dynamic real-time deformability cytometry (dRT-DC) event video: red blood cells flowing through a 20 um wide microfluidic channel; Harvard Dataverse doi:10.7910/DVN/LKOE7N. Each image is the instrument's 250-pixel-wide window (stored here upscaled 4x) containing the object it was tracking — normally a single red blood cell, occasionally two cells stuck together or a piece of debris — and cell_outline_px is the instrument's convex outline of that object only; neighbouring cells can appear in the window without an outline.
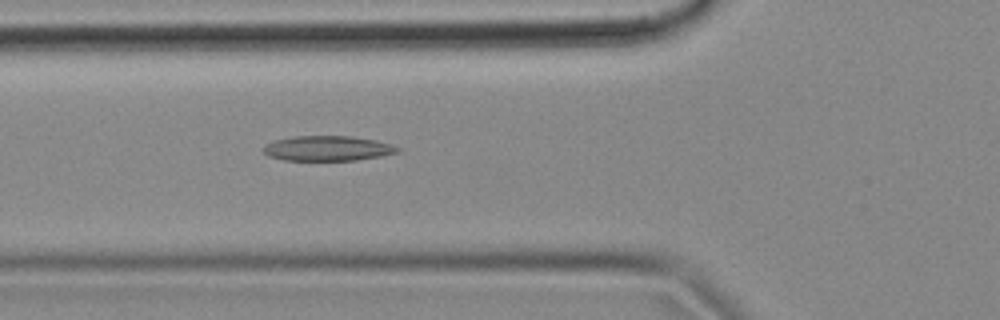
{"species": "common noctule bat (a hibernating species)", "species_latin": "Nyctalus noctula", "temperature_condition": "cold", "stored_images_in_passage": 54, "camera_frame_rate_fps": 3000, "um_per_image_px": 0.085, "animal": {"sex": "female", "body_mass_g": 18.4}, "frame": {"image": 1, "passage_image": 19, "time_ms": 6.0, "image_size_px": [1000, 320], "cell_outline_px": [[400, 152], [380, 156], [356, 160], [284, 160], [268, 156], [264, 152], [264, 144], [272, 140], [292, 136], [352, 136], [376, 140], [400, 148]], "centroid_in_image_um": [27.81, 12.6], "position_along_channel_um": 98.0, "area_um2": 19.59}}
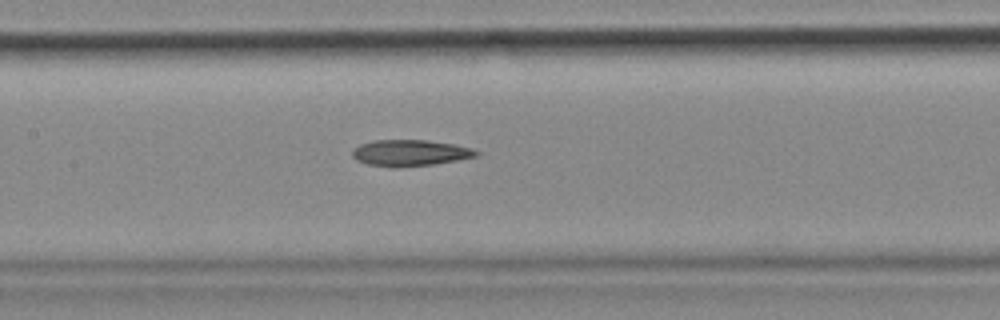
{"frame": {"image": 2, "passage_image": 25, "time_ms": 8.0, "image_size_px": [1000, 320], "cell_outline_px": [[480, 156], [432, 164], [400, 168], [392, 168], [368, 164], [356, 160], [352, 156], [352, 152], [360, 144], [372, 140], [428, 140], [452, 144], [472, 148], [480, 152]], "centroid_in_image_um": [34.86, 13.0], "position_along_channel_um": 172.5, "area_um2": 19.07}}
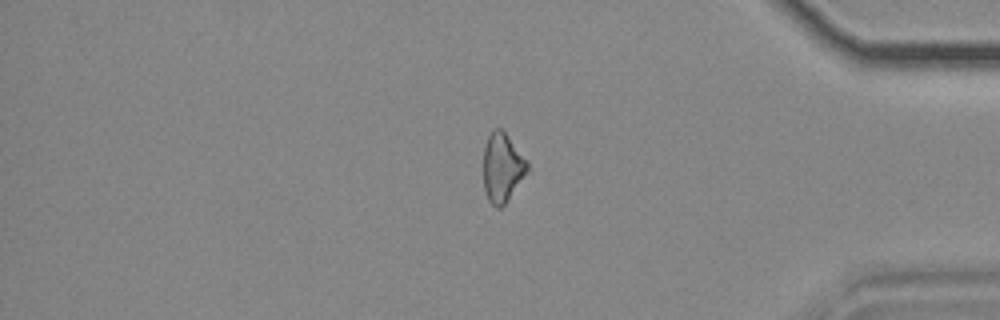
{"frame": {"image": 3, "passage_image": 45, "time_ms": 14.667, "image_size_px": [1000, 320], "cell_outline_px": [[528, 172], [504, 204], [500, 208], [496, 208], [488, 200], [484, 188], [484, 148], [488, 136], [492, 128], [500, 128], [508, 136], [528, 160]], "centroid_in_image_um": [42.7, 14.23], "position_along_channel_um": 392.5, "area_um2": 17.63}}